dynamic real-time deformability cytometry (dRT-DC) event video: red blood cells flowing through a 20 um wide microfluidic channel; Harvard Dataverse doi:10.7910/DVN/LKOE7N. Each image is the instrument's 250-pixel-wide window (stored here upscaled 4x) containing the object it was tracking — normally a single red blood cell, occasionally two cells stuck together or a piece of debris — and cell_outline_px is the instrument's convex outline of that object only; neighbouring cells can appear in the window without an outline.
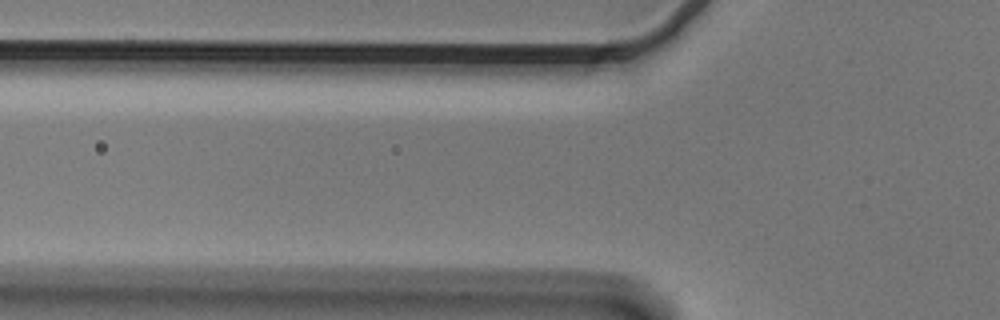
{"species": "Egyptian fruit bat (a non-hibernating species)", "species_latin": "Rousettus aegyptiacus", "temperature_condition": "cold", "stored_images_in_passage": 4, "camera_frame_rate_fps": 3000, "um_per_image_px": 0.085, "animal": {"sex": "male"}, "frame": {"image": 1, "passage_image": 2, "time_ms": 0.333, "image_size_px": [1000, 320], "cell_outline_px": [[520, 272], [496, 276], [400, 272], [372, 268], [376, 264], [440, 260], [520, 268]], "centroid_in_image_um": [38.06, 22.79], "position_along_channel_um": 87.7, "area_um2": 10.75}}